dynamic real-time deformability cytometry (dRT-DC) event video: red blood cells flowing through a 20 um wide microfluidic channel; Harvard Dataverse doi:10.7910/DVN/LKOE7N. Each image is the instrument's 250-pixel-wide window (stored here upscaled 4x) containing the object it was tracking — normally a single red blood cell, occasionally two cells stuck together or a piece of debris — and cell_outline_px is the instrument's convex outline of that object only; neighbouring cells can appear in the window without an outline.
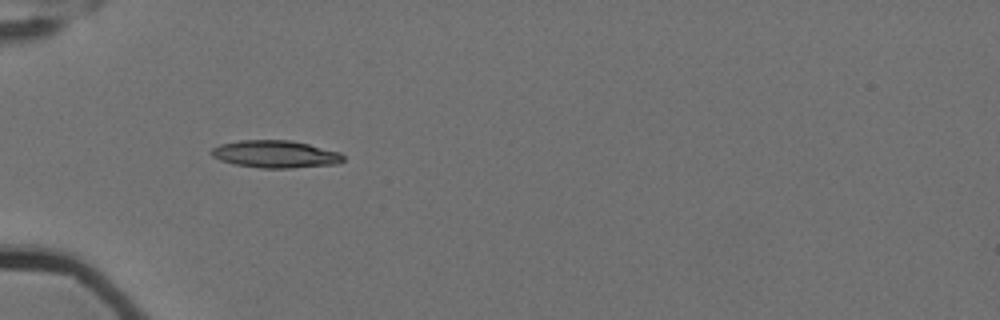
{"species": "Egyptian fruit bat (a non-hibernating species)", "species_latin": "Rousettus aegyptiacus", "temperature_condition": "cold", "stored_images_in_passage": 6, "camera_frame_rate_fps": 3000, "um_per_image_px": 0.085, "animal": {"sex": "female"}, "frame": {"image": 1, "passage_image": 4, "time_ms": 1.0, "image_size_px": [1000, 320], "cell_outline_px": [[344, 160], [340, 164], [292, 168], [260, 168], [236, 164], [220, 160], [212, 156], [208, 152], [212, 148], [220, 144], [240, 140], [292, 140], [340, 152], [344, 156]], "centroid_in_image_um": [23.42, 13.1], "position_along_channel_um": 61.6, "area_um2": 21.21}}